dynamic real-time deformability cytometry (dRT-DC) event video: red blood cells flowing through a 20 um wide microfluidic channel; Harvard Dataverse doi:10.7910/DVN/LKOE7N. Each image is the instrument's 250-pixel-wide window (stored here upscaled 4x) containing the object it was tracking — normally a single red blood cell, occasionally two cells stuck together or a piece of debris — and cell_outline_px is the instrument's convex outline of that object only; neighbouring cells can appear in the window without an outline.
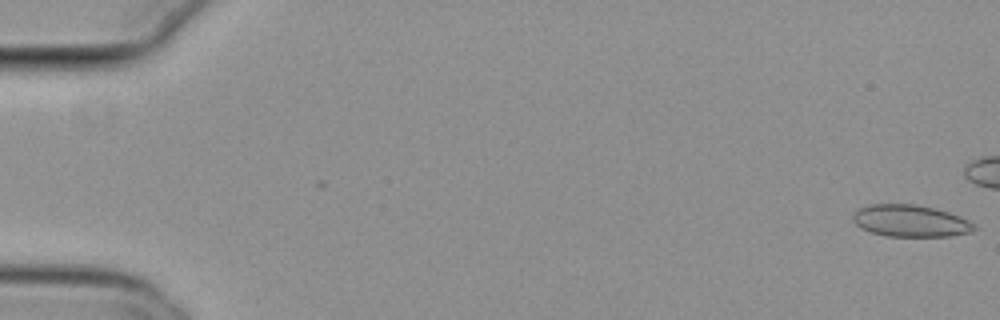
{"species": "common noctule bat (a hibernating species)", "species_latin": "Nyctalus noctula", "temperature_condition": "cold", "stored_images_in_passage": 45, "camera_frame_rate_fps": 3000, "um_per_image_px": 0.085, "animal": {"sex": "female", "body_mass_g": 29.2, "forearm_length_mm": 56.3}, "frame": {"image": 1, "passage_image": 1, "time_ms": 0.0, "image_size_px": [1000, 320], "cell_outline_px": [[976, 228], [972, 232], [952, 236], [888, 236], [872, 232], [860, 228], [852, 220], [852, 216], [860, 208], [868, 204], [916, 204], [948, 212], [968, 220]], "centroid_in_image_um": [77.37, 18.78], "position_along_channel_um": 7.6, "area_um2": 22.37}}
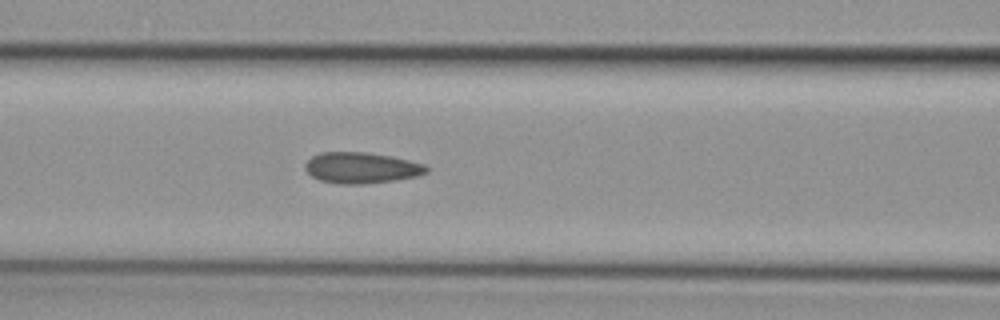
{"frame": {"image": 2, "passage_image": 24, "time_ms": 7.667, "image_size_px": [1000, 320], "cell_outline_px": [[428, 172], [416, 176], [392, 180], [364, 184], [340, 184], [320, 180], [312, 176], [304, 168], [304, 164], [312, 156], [320, 152], [368, 152], [392, 156], [424, 164], [428, 168]], "centroid_in_image_um": [30.69, 14.25], "position_along_channel_um": 135.9, "area_um2": 21.85}}
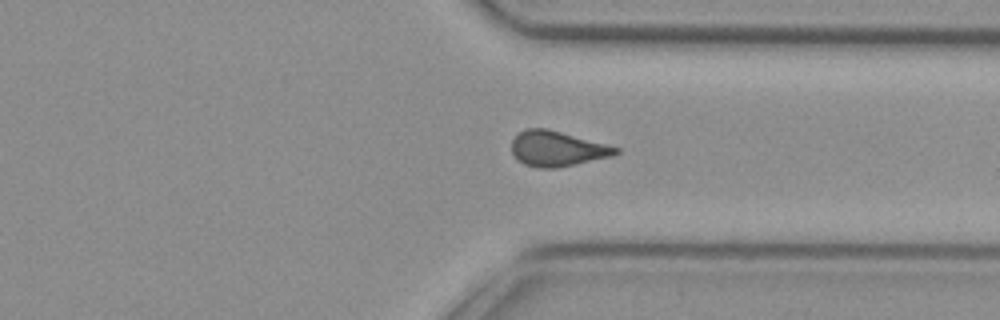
{"frame": {"image": 3, "passage_image": 42, "time_ms": 13.667, "image_size_px": [1000, 320], "cell_outline_px": [[620, 152], [612, 156], [556, 168], [536, 168], [524, 164], [516, 160], [512, 152], [512, 140], [524, 128], [548, 128], [620, 148]], "centroid_in_image_um": [47.33, 12.64], "position_along_channel_um": 364.1, "area_um2": 21.39}}